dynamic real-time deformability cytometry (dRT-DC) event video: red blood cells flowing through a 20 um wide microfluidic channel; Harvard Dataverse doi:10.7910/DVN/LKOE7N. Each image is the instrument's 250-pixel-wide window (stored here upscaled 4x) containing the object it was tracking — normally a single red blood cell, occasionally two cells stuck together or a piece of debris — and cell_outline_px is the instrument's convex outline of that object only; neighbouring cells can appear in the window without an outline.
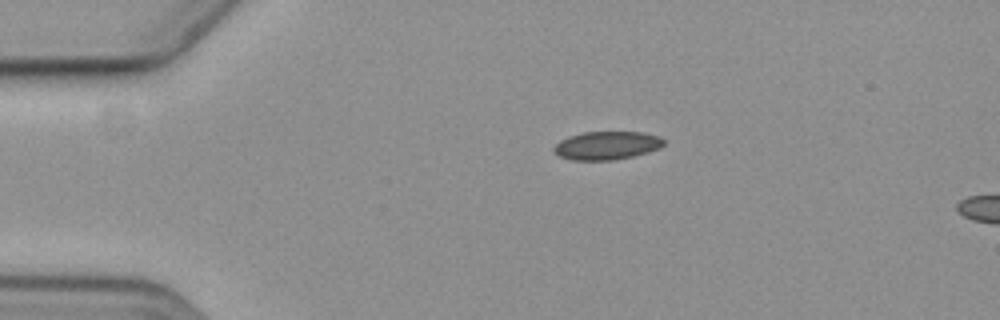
{"species": "common noctule bat (a hibernating species)", "species_latin": "Nyctalus noctula", "temperature_condition": "cold", "stored_images_in_passage": 3, "camera_frame_rate_fps": 3000, "um_per_image_px": 0.085, "animal": {"sex": "female", "body_mass_g": 19.3, "forearm_length_mm": 54.1}, "frame": {"image": 1, "passage_image": 1, "time_ms": 0.0, "image_size_px": [1000, 320], "cell_outline_px": [[664, 144], [660, 148], [648, 152], [632, 156], [612, 160], [572, 160], [560, 156], [552, 152], [552, 148], [560, 140], [568, 136], [584, 132], [644, 132], [660, 136], [664, 140]], "centroid_in_image_um": [51.57, 12.36], "position_along_channel_um": 33.4, "area_um2": 18.21}}